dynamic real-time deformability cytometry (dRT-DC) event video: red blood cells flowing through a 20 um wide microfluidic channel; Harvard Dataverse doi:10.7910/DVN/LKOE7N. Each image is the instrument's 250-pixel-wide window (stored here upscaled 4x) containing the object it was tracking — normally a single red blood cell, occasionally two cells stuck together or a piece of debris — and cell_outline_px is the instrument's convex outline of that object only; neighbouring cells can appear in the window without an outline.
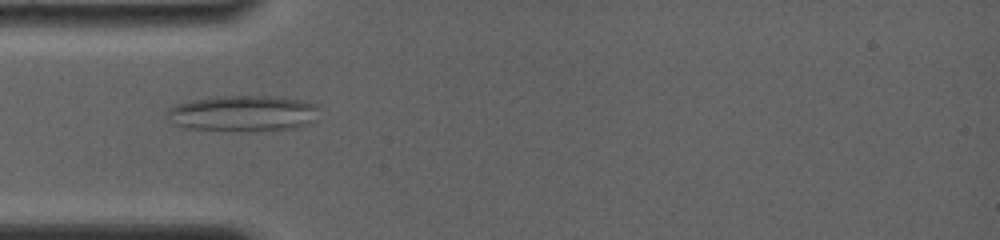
{"species": "common noctule bat (a hibernating species)", "species_latin": "Nyctalus noctula", "temperature_condition": "room temperature", "stored_images_in_passage": 30, "camera_frame_rate_fps": 4000, "um_per_image_px": 0.085, "animal": {"sex": "female", "body_mass_g": 19.0, "forearm_length_mm": 56.7}, "frame": {"image": 1, "passage_image": 6, "time_ms": 4.25, "image_size_px": [1000, 240], "cell_outline_px": [[316, 120], [308, 124], [296, 128], [184, 128], [168, 120], [164, 116], [168, 108], [176, 104], [192, 100], [216, 96], [284, 96], [316, 104]], "centroid_in_image_um": [20.63, 9.57], "position_along_channel_um": 64.4, "area_um2": 30.87}}
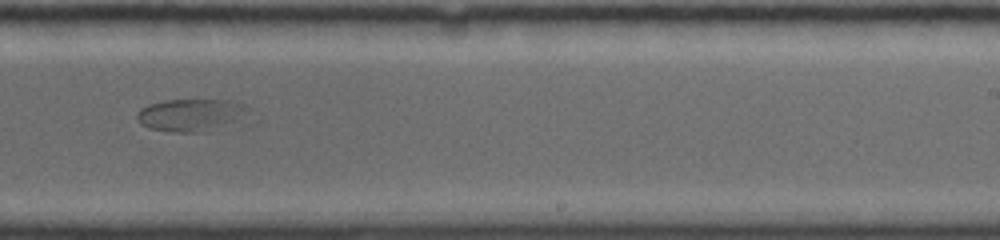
{"frame": {"image": 2, "passage_image": 16, "time_ms": 10.0, "image_size_px": [1000, 240], "cell_outline_px": [[260, 120], [256, 124], [196, 132], [172, 132], [148, 128], [140, 124], [136, 120], [136, 112], [140, 108], [148, 104], [168, 100], [228, 100], [244, 104], [252, 108]], "centroid_in_image_um": [16.62, 9.82], "position_along_channel_um": 272.4, "area_um2": 23.35}}
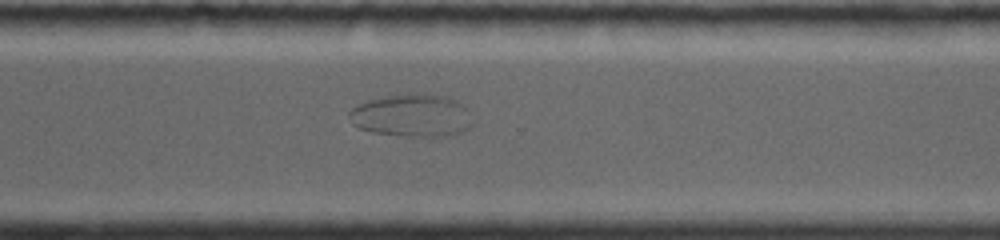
{"frame": {"image": 3, "passage_image": 19, "time_ms": 11.75, "image_size_px": [1000, 240], "cell_outline_px": [[476, 120], [468, 128], [460, 132], [432, 136], [404, 136], [372, 132], [360, 128], [352, 124], [348, 116], [348, 112], [352, 108], [368, 100], [392, 96], [444, 96], [456, 100]], "centroid_in_image_um": [34.99, 9.86], "position_along_channel_um": 335.6, "area_um2": 29.65}}